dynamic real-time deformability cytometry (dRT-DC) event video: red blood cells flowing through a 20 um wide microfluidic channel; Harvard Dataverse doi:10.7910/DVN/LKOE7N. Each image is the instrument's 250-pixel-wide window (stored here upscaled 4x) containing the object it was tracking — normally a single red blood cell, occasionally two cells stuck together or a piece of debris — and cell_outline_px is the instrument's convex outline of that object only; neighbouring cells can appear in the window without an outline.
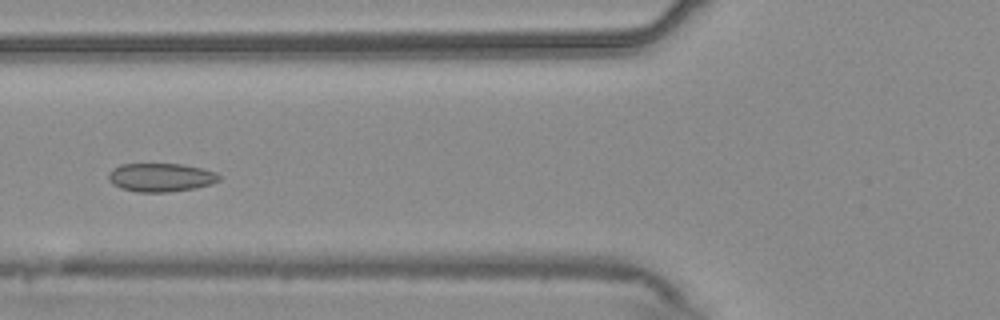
{"species": "common noctule bat (a hibernating species)", "species_latin": "Nyctalus noctula", "temperature_condition": "warm", "stored_images_in_passage": 56, "camera_frame_rate_fps": 3000, "um_per_image_px": 0.085, "animal": {"sex": "male", "body_mass_g": 20.4}, "frame": {"image": 1, "passage_image": 22, "time_ms": 7.0, "image_size_px": [1000, 320], "cell_outline_px": [[220, 180], [212, 184], [196, 188], [168, 192], [136, 192], [120, 188], [112, 184], [108, 180], [108, 172], [112, 168], [120, 164], [180, 164], [200, 168], [216, 172], [220, 176]], "centroid_in_image_um": [13.64, 15.08], "position_along_channel_um": 112.2, "area_um2": 18.55}}
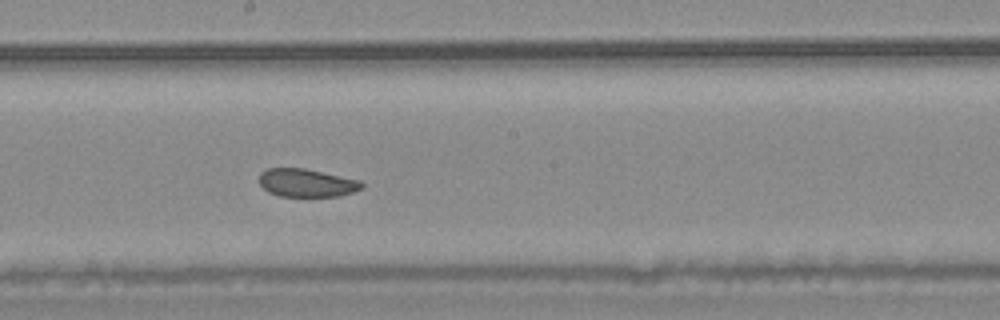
{"frame": {"image": 2, "passage_image": 31, "time_ms": 10.0, "image_size_px": [1000, 320], "cell_outline_px": [[364, 188], [340, 196], [280, 196], [268, 192], [260, 184], [260, 172], [268, 168], [304, 168], [360, 180], [364, 184]], "centroid_in_image_um": [26.08, 15.54], "position_along_channel_um": 222.1, "area_um2": 16.76}}
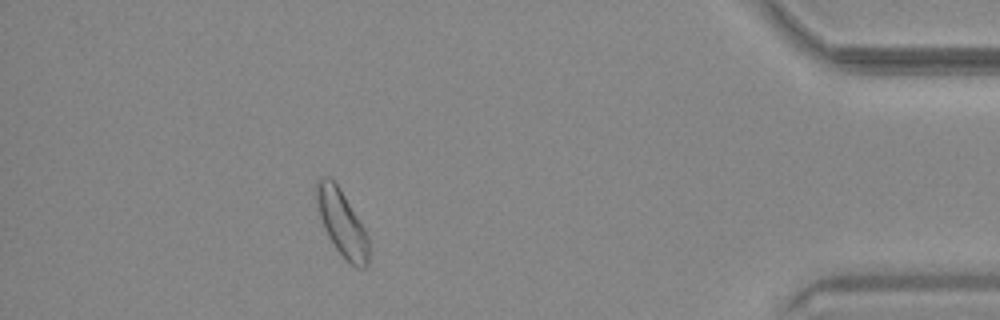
{"frame": {"image": 3, "passage_image": 50, "time_ms": 16.333, "image_size_px": [1000, 320], "cell_outline_px": [[368, 264], [364, 268], [356, 268], [336, 248], [328, 236], [324, 228], [316, 208], [316, 180], [320, 176], [328, 176], [340, 188], [364, 228], [368, 236]], "centroid_in_image_um": [29.03, 18.92], "position_along_channel_um": 406.2, "area_um2": 19.88}, "authors_computed_cell_mechanics": {"area_um2": 19.4208, "velocity_mm_per_s": 3.6697, "shape_relaxation_time_tau1_ms": null, "shape_relaxation_time_tau2_ms": 4.2556, "deformation_change_tau1": null, "deformation_change_tau2": 0.0918}}